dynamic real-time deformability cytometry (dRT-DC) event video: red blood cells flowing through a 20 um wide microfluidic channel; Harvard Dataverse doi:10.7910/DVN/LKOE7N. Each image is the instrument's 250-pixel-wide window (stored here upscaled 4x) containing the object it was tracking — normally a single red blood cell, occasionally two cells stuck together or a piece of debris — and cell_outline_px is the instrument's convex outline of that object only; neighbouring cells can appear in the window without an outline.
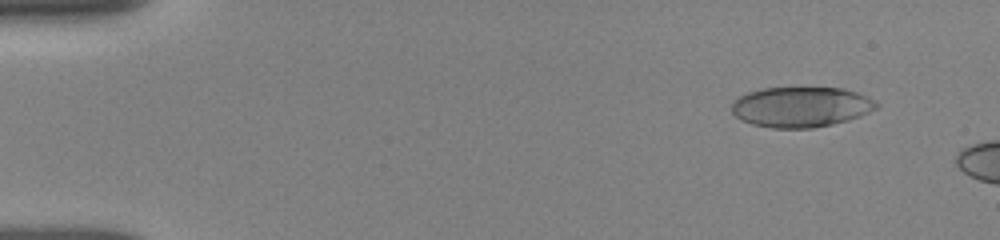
{"species": "human", "species_latin": "Homo sapiens", "temperature_condition": "room temperature", "stored_images_in_passage": 7, "camera_frame_rate_fps": 3000, "um_per_image_px": 0.085, "donor": {"sex": "female"}, "frame": {"image": 1, "passage_image": 5, "time_ms": 1.333, "image_size_px": [1000, 240], "cell_outline_px": [[880, 104], [876, 108], [860, 116], [848, 120], [832, 124], [812, 128], [772, 128], [752, 124], [740, 120], [732, 112], [732, 100], [748, 92], [764, 88], [840, 88], [856, 92], [868, 96], [876, 100]], "centroid_in_image_um": [68.08, 9.09], "position_along_channel_um": 16.9, "area_um2": 34.04}}